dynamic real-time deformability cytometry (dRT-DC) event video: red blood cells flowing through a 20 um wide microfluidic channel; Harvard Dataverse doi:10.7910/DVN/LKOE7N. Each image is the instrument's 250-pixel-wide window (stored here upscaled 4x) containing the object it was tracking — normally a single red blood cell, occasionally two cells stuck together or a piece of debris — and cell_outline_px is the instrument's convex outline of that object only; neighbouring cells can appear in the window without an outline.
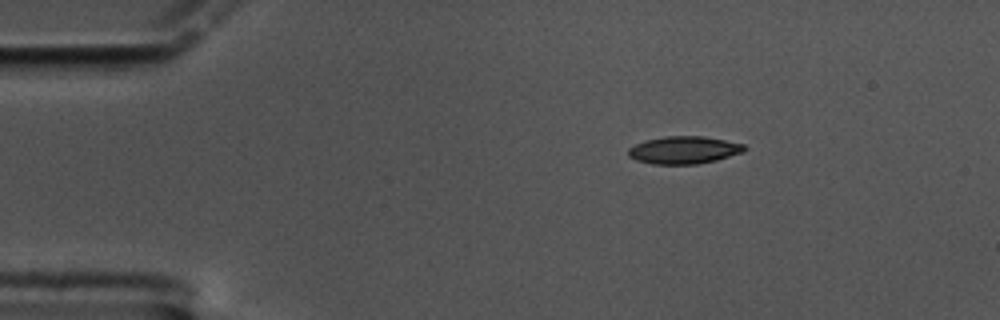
{"species": "common noctule bat (a hibernating species)", "species_latin": "Nyctalus noctula", "temperature_condition": "cold", "stored_images_in_passage": 51, "camera_frame_rate_fps": 3000, "um_per_image_px": 0.085, "animal": {"sex": "male", "body_mass_g": 17.5, "forearm_length_mm": 52.3}, "frame": {"image": 1, "passage_image": 1, "time_ms": 0.0, "image_size_px": [1000, 320], "cell_outline_px": [[748, 148], [744, 152], [716, 160], [696, 164], [652, 164], [636, 160], [628, 156], [628, 148], [636, 144], [648, 140], [664, 136], [704, 136], [744, 144]], "centroid_in_image_um": [58.15, 12.75], "position_along_channel_um": 26.9, "area_um2": 18.61}}
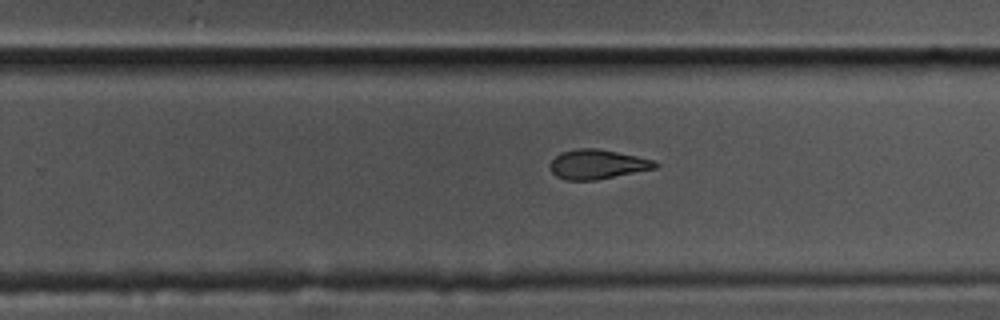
{"frame": {"image": 2, "passage_image": 29, "time_ms": 9.333, "image_size_px": [1000, 320], "cell_outline_px": [[660, 164], [656, 168], [596, 180], [564, 180], [556, 176], [548, 168], [548, 164], [560, 152], [576, 148], [596, 148], [656, 160]], "centroid_in_image_um": [50.75, 13.96], "position_along_channel_um": 279.1, "area_um2": 18.21}}
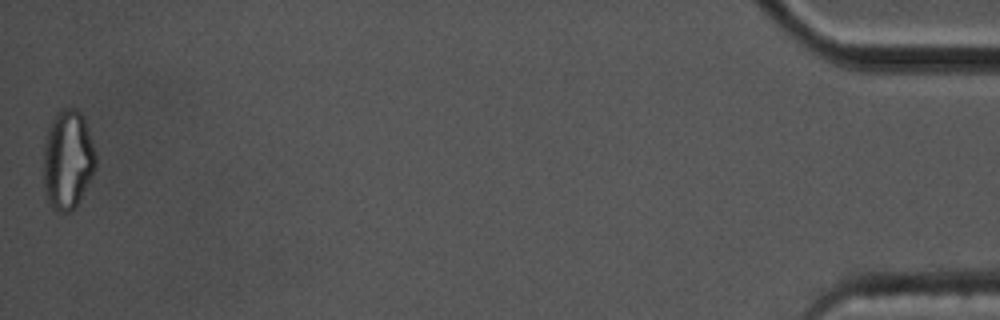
{"frame": {"image": 3, "passage_image": 51, "time_ms": 16.667, "image_size_px": [1000, 320], "cell_outline_px": [[96, 168], [76, 208], [68, 212], [60, 212], [52, 208], [48, 200], [44, 188], [44, 144], [48, 128], [56, 112], [64, 108], [76, 108], [84, 116], [96, 156]], "centroid_in_image_um": [5.76, 13.58], "position_along_channel_um": 429.4, "area_um2": 30.35}, "authors_computed_cell_mechanics": {"area_um2": 19.074, "velocity_mm_per_s": 3.3467, "shape_relaxation_time_tau1_ms": 4.9732, "shape_relaxation_time_tau2_ms": 4.9627, "deformation_change_tau1": 0.1588, "deformation_change_tau2": 0.1234}}